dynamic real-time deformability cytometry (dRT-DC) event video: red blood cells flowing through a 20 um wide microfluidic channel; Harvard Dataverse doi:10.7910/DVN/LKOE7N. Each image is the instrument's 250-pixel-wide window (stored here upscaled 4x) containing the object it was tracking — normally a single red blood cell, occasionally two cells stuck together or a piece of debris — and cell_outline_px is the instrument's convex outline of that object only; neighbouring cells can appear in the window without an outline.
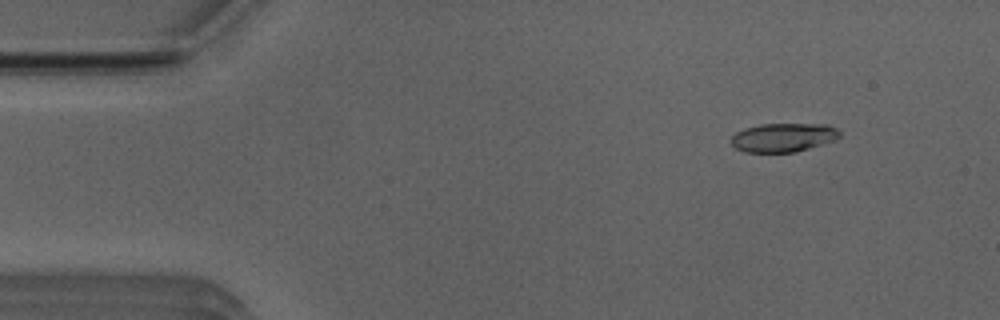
{"species": "Egyptian fruit bat (a non-hibernating species)", "species_latin": "Rousettus aegyptiacus", "temperature_condition": "room temperature", "stored_images_in_passage": 13, "camera_frame_rate_fps": 3000, "um_per_image_px": 0.085, "animal": {"sex": "male"}, "frame": {"image": 1, "passage_image": 6, "time_ms": 1.667, "image_size_px": [1000, 320], "cell_outline_px": [[840, 136], [836, 140], [808, 148], [792, 152], [744, 152], [736, 148], [732, 144], [732, 136], [736, 132], [744, 128], [760, 124], [828, 124], [836, 128], [840, 132]], "centroid_in_image_um": [66.59, 11.67], "position_along_channel_um": 18.4, "area_um2": 18.15}}